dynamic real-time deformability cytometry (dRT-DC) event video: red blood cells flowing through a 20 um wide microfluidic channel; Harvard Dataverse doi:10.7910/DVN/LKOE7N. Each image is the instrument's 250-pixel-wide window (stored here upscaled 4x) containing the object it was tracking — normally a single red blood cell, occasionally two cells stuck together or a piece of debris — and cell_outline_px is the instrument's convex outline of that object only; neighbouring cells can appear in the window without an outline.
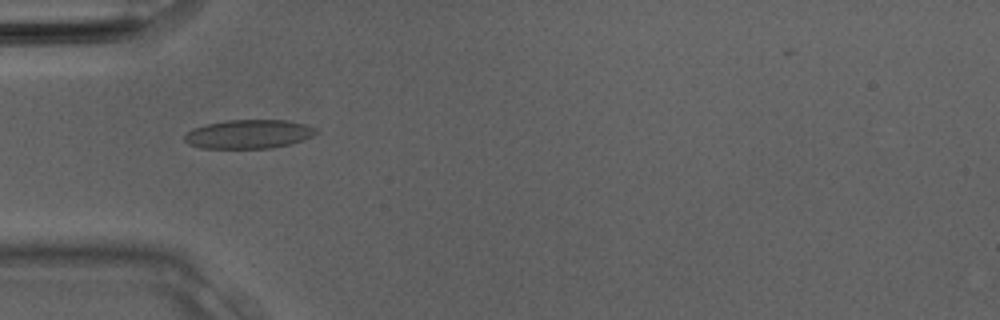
{"species": "Egyptian fruit bat (a non-hibernating species)", "species_latin": "Rousettus aegyptiacus", "temperature_condition": "room temperature", "stored_images_in_passage": 2, "camera_frame_rate_fps": 3000, "um_per_image_px": 0.085, "animal": {"sex": "male"}, "frame": {"image": 1, "passage_image": 2, "time_ms": 0.333, "image_size_px": [1000, 320], "cell_outline_px": [[320, 132], [304, 140], [272, 148], [200, 148], [188, 144], [184, 140], [184, 136], [192, 128], [208, 124], [228, 120], [288, 120], [304, 124], [316, 128]], "centroid_in_image_um": [21.15, 11.4], "position_along_channel_um": 63.8, "area_um2": 22.14}}